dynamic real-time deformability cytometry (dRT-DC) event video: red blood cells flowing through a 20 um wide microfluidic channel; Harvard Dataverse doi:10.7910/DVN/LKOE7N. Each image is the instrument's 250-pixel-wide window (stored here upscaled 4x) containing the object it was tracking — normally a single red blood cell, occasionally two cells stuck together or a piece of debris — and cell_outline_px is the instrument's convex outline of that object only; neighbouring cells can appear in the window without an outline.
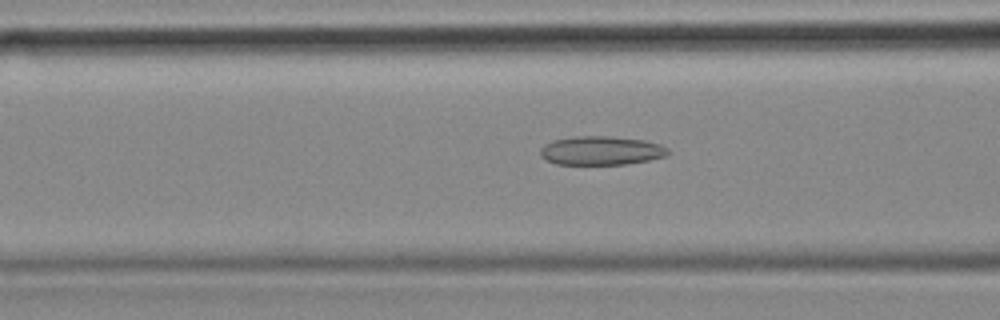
{"species": "common noctule bat (a hibernating species)", "species_latin": "Nyctalus noctula", "temperature_condition": "cold", "stored_images_in_passage": 10, "camera_frame_rate_fps": 3000, "um_per_image_px": 0.085, "animal": {"sex": "female", "body_mass_g": 18.4}, "frame": {"image": 1, "passage_image": 5, "time_ms": 1.333, "image_size_px": [1000, 320], "cell_outline_px": [[668, 156], [648, 160], [624, 164], [556, 164], [540, 156], [540, 148], [544, 144], [552, 140], [576, 136], [612, 136], [644, 140], [660, 144], [668, 148]], "centroid_in_image_um": [51.09, 12.79], "position_along_channel_um": 115.5, "area_um2": 21.5}}
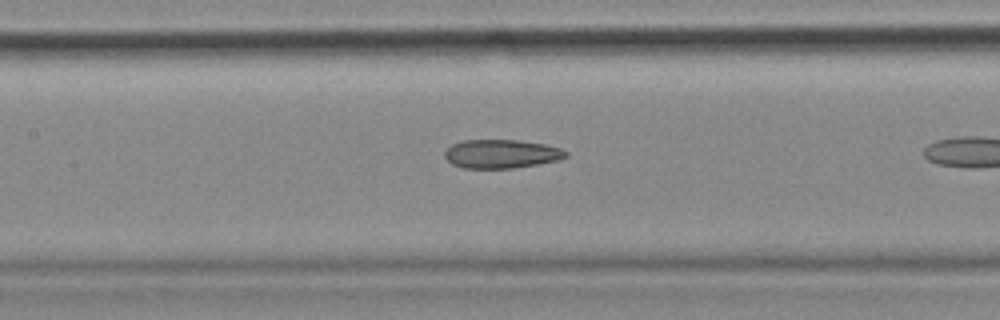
{"frame": {"image": 2, "passage_image": 9, "time_ms": 2.667, "image_size_px": [1000, 320], "cell_outline_px": [[568, 156], [560, 160], [540, 164], [516, 168], [464, 168], [452, 164], [444, 156], [444, 152], [452, 144], [464, 140], [520, 140], [544, 144], [560, 148], [568, 152]], "centroid_in_image_um": [42.65, 13.08], "position_along_channel_um": 164.8, "area_um2": 20.4}}